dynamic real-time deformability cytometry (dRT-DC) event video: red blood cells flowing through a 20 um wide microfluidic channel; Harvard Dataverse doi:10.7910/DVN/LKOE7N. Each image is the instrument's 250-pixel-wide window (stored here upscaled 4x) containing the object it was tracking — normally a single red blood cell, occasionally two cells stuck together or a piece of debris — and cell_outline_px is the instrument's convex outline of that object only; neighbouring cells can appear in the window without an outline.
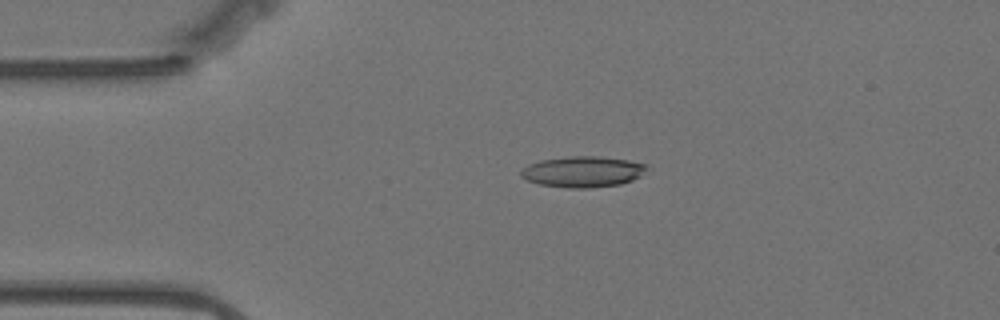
{"species": "Egyptian fruit bat (a non-hibernating species)", "species_latin": "Rousettus aegyptiacus", "temperature_condition": "warm", "stored_images_in_passage": 56, "camera_frame_rate_fps": 3000, "um_per_image_px": 0.085, "animal": {"sex": "female"}, "frame": {"image": 1, "passage_image": 11, "time_ms": 3.333, "image_size_px": [1000, 320], "cell_outline_px": [[648, 168], [640, 176], [632, 180], [620, 184], [588, 188], [568, 188], [540, 184], [528, 180], [520, 176], [520, 172], [528, 164], [540, 160], [568, 156], [600, 156], [628, 160], [648, 164]], "centroid_in_image_um": [49.55, 14.58], "position_along_channel_um": 35.5, "area_um2": 22.72}}
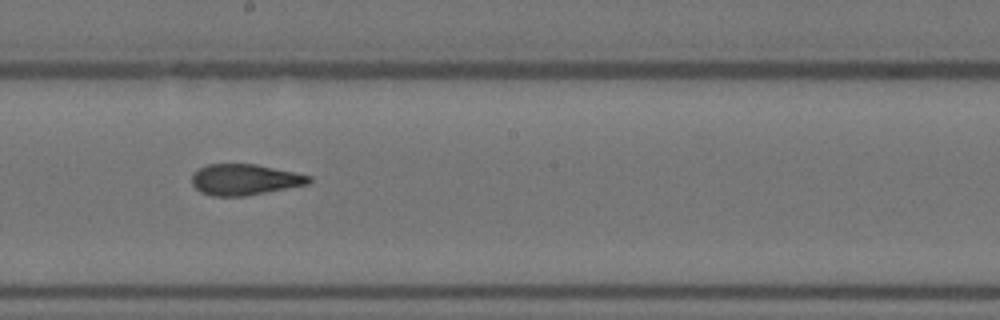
{"frame": {"image": 2, "passage_image": 30, "time_ms": 9.667, "image_size_px": [1000, 320], "cell_outline_px": [[312, 180], [308, 184], [244, 196], [212, 196], [200, 192], [192, 184], [192, 172], [208, 164], [256, 164], [312, 176]], "centroid_in_image_um": [20.77, 15.26], "position_along_channel_um": 227.4, "area_um2": 21.04}}
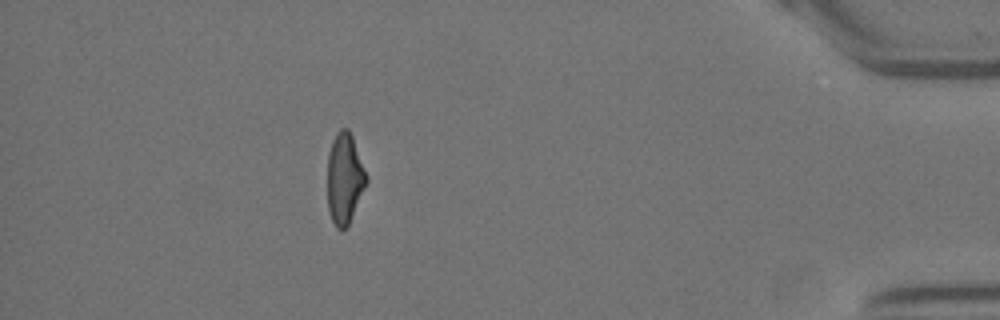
{"frame": {"image": 3, "passage_image": 50, "time_ms": 16.333, "image_size_px": [1000, 320], "cell_outline_px": [[368, 180], [348, 224], [344, 228], [336, 228], [332, 220], [328, 208], [328, 152], [332, 140], [336, 132], [340, 128], [348, 128], [352, 136]], "centroid_in_image_um": [29.27, 15.13], "position_along_channel_um": 405.9, "area_um2": 20.17}, "authors_computed_cell_mechanics": {"area_um2": 21.5305, "velocity_mm_per_s": 3.5092, "shape_relaxation_time_tau1_ms": 10.1566, "shape_relaxation_time_tau2_ms": 2.2203, "deformation_change_tau1": 0.2574, "deformation_change_tau2": 0.0932}}